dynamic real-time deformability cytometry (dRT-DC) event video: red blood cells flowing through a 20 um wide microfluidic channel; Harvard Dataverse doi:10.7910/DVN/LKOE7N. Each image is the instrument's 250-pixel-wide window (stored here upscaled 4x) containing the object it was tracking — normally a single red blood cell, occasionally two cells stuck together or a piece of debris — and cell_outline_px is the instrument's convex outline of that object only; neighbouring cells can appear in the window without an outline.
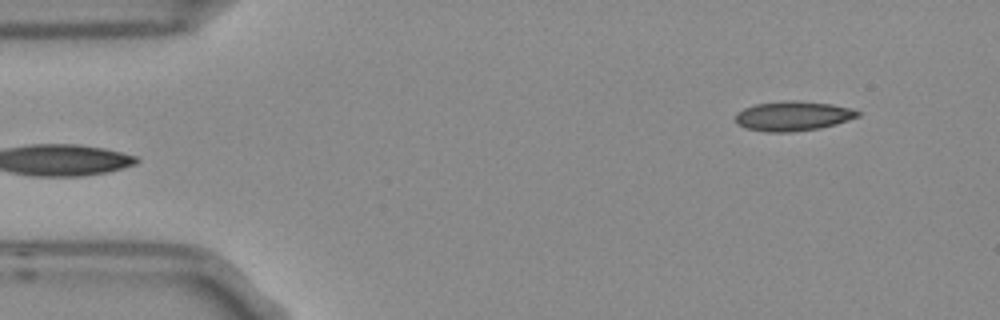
{"species": "Egyptian fruit bat (a non-hibernating species)", "species_latin": "Rousettus aegyptiacus", "temperature_condition": "room temperature", "stored_images_in_passage": 6, "camera_frame_rate_fps": 3000, "um_per_image_px": 0.085, "frame": {"image": 1, "passage_image": 6, "time_ms": 1.667, "image_size_px": [1000, 320], "cell_outline_px": [[860, 116], [836, 124], [820, 128], [792, 132], [764, 132], [744, 128], [736, 124], [736, 112], [744, 108], [756, 104], [792, 100], [832, 104], [852, 108], [860, 112]], "centroid_in_image_um": [67.39, 9.87], "position_along_channel_um": 17.6, "area_um2": 21.21}}